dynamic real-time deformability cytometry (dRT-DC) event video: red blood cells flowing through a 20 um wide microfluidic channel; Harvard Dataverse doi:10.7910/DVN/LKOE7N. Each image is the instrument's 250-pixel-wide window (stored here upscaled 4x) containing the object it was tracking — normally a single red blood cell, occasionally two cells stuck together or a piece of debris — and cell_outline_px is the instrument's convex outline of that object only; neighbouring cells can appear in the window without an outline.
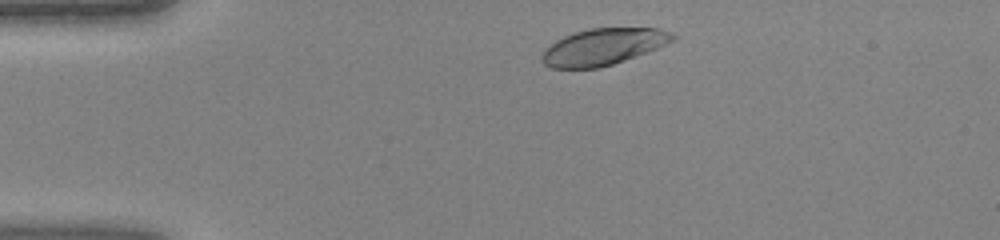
{"species": "human", "species_latin": "Homo sapiens", "temperature_condition": "warm", "stored_images_in_passage": 33, "camera_frame_rate_fps": 3000, "um_per_image_px": 0.085, "donor": {"sex": "female"}, "frame": {"image": 1, "passage_image": 3, "time_ms": 0.667, "image_size_px": [1000, 240], "cell_outline_px": [[676, 40], [656, 48], [612, 64], [600, 68], [552, 68], [544, 64], [540, 60], [540, 56], [544, 48], [556, 40], [564, 36], [588, 28], [660, 28], [672, 32], [676, 36]], "centroid_in_image_um": [51.24, 3.97], "position_along_channel_um": 33.8, "area_um2": 27.86}}
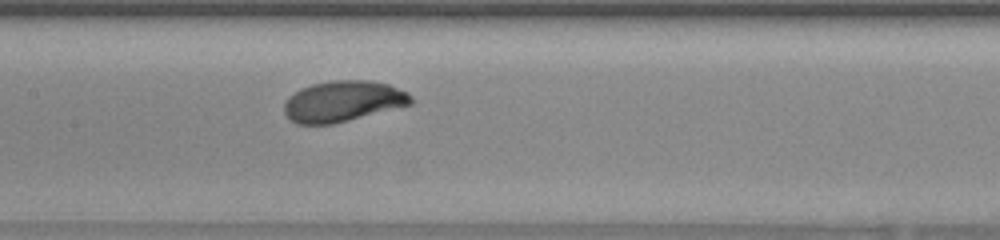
{"frame": {"image": 2, "passage_image": 16, "time_ms": 5.0, "image_size_px": [1000, 240], "cell_outline_px": [[416, 100], [412, 104], [332, 124], [296, 124], [284, 112], [284, 104], [288, 96], [300, 88], [312, 84], [332, 80], [368, 80], [388, 84], [408, 92]], "centroid_in_image_um": [29.16, 8.59], "position_along_channel_um": 178.2, "area_um2": 30.23}}
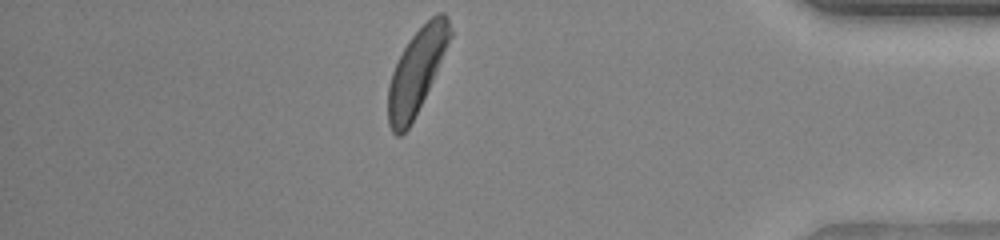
{"frame": {"image": 3, "passage_image": 33, "time_ms": 10.667, "image_size_px": [1000, 240], "cell_outline_px": [[452, 36], [432, 80], [408, 128], [400, 136], [396, 136], [392, 132], [388, 124], [388, 84], [392, 72], [408, 40], [436, 12], [444, 12], [448, 20], [452, 32]], "centroid_in_image_um": [35.39, 6.05], "position_along_channel_um": 399.8, "area_um2": 29.65}}